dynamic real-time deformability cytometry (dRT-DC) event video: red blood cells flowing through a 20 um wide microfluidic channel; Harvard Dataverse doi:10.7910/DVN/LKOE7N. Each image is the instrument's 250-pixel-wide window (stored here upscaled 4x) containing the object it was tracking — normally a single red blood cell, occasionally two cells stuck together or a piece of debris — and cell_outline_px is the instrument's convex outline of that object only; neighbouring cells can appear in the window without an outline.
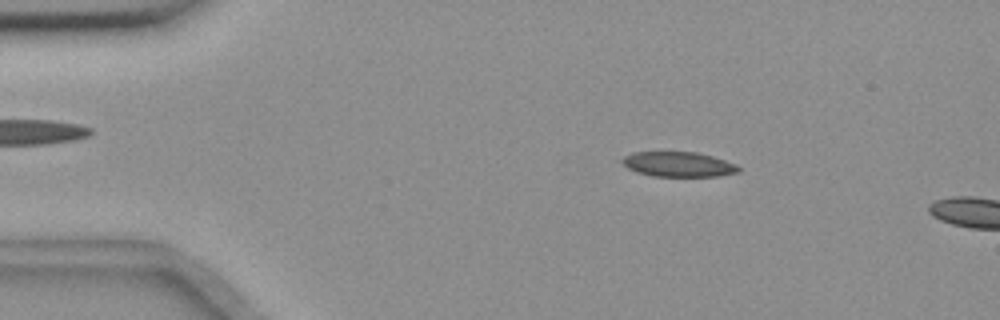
{"species": "common noctule bat (a hibernating species)", "species_latin": "Nyctalus noctula", "temperature_condition": "room temperature", "stored_images_in_passage": 3, "camera_frame_rate_fps": 3000, "um_per_image_px": 0.085, "animal": {"sex": "female", "body_mass_g": 18.4}, "frame": {"image": 1, "passage_image": 2, "time_ms": 2.0, "image_size_px": [1000, 320], "cell_outline_px": [[740, 172], [716, 176], [652, 176], [636, 172], [628, 168], [620, 160], [624, 156], [632, 152], [696, 152], [712, 156], [736, 164], [740, 168]], "centroid_in_image_um": [57.65, 13.96], "position_along_channel_um": 27.4, "area_um2": 16.88}}